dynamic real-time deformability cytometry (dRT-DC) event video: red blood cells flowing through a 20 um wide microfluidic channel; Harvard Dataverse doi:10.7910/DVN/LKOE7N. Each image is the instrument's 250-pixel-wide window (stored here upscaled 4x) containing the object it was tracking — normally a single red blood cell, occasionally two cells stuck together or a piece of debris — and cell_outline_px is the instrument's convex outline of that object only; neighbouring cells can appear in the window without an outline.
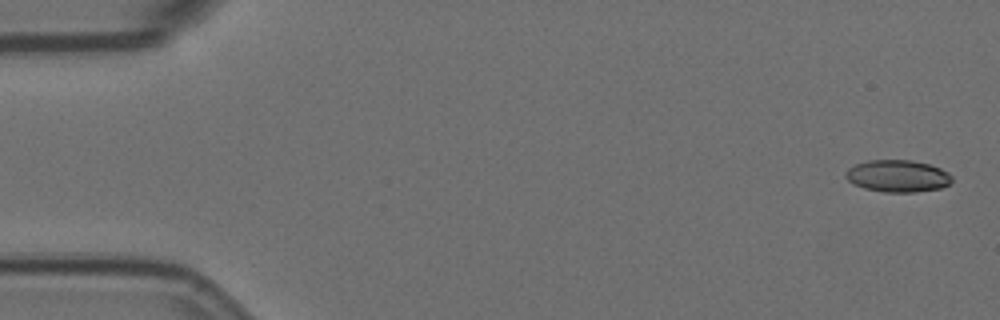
{"species": "Egyptian fruit bat (a non-hibernating species)", "species_latin": "Rousettus aegyptiacus", "temperature_condition": "room temperature", "stored_images_in_passage": 5, "camera_frame_rate_fps": 3000, "um_per_image_px": 0.085, "animal": {"sex": "female"}, "frame": {"image": 1, "passage_image": 1, "time_ms": 0.0, "image_size_px": [1000, 320], "cell_outline_px": [[952, 180], [948, 184], [940, 188], [916, 192], [884, 192], [864, 188], [852, 184], [844, 176], [844, 172], [848, 168], [856, 164], [868, 160], [912, 160], [928, 164], [940, 168], [948, 172], [952, 176]], "centroid_in_image_um": [76.27, 14.96], "position_along_channel_um": 8.7, "area_um2": 19.94}}
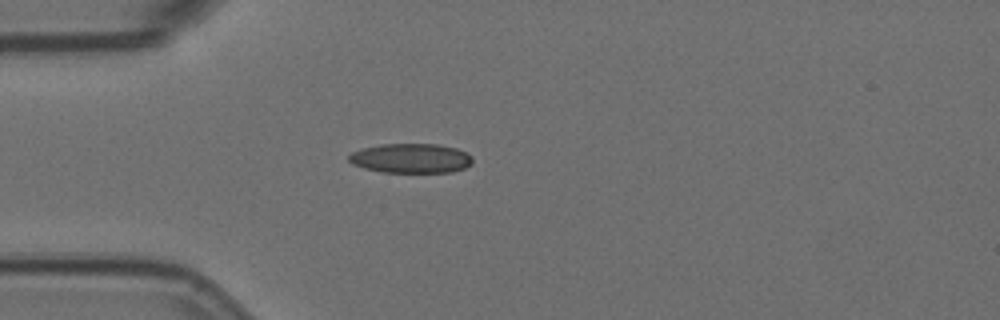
{"frame": {"image": 2, "passage_image": 5, "time_ms": 1.333, "image_size_px": [1000, 320], "cell_outline_px": [[472, 164], [464, 168], [452, 172], [380, 172], [364, 168], [352, 164], [348, 160], [348, 156], [352, 152], [360, 148], [380, 144], [436, 144], [456, 148], [472, 156]], "centroid_in_image_um": [34.9, 13.45], "position_along_channel_um": 50.1, "area_um2": 21.39}}